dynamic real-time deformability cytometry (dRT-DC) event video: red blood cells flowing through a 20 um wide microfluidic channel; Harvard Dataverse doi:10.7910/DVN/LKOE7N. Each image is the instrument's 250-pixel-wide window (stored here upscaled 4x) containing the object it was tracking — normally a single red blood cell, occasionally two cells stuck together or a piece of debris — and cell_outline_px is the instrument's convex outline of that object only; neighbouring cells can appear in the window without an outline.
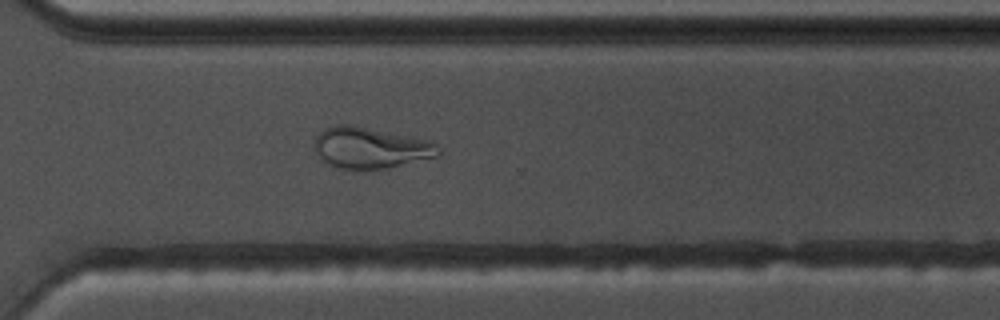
{"species": "common noctule bat (a hibernating species)", "species_latin": "Nyctalus noctula", "temperature_condition": "warm", "stored_images_in_passage": 55, "camera_frame_rate_fps": 3000, "um_per_image_px": 0.085, "animal": {"sex": "male", "body_mass_g": 17.5, "forearm_length_mm": 52.3}, "frame": {"image": 1, "passage_image": 40, "time_ms": 13.0, "image_size_px": [1000, 320], "cell_outline_px": [[440, 156], [388, 168], [340, 168], [324, 164], [312, 148], [312, 144], [316, 136], [324, 128], [336, 124], [348, 124], [428, 140], [440, 144]], "centroid_in_image_um": [31.46, 12.56], "position_along_channel_um": 339.1, "area_um2": 29.88}}
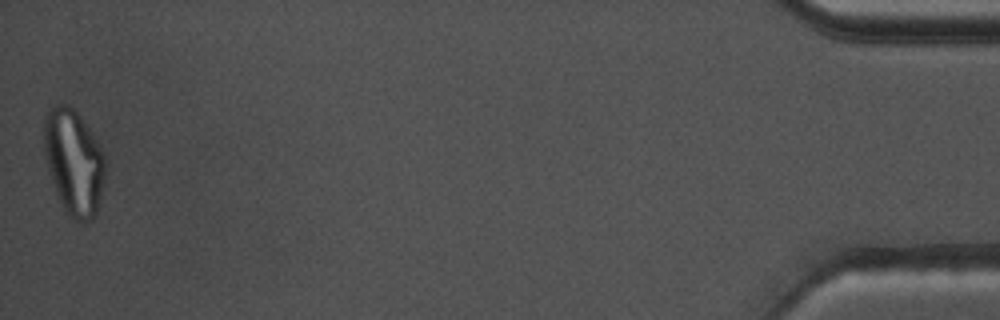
{"frame": {"image": 2, "passage_image": 55, "time_ms": 18.0, "image_size_px": [1000, 320], "cell_outline_px": [[104, 176], [100, 196], [96, 212], [92, 220], [76, 220], [68, 216], [64, 212], [56, 192], [48, 168], [44, 148], [44, 116], [56, 104], [68, 104], [80, 116], [92, 132], [104, 156]], "centroid_in_image_um": [6.25, 13.77], "position_along_channel_um": 428.9, "area_um2": 37.05}}